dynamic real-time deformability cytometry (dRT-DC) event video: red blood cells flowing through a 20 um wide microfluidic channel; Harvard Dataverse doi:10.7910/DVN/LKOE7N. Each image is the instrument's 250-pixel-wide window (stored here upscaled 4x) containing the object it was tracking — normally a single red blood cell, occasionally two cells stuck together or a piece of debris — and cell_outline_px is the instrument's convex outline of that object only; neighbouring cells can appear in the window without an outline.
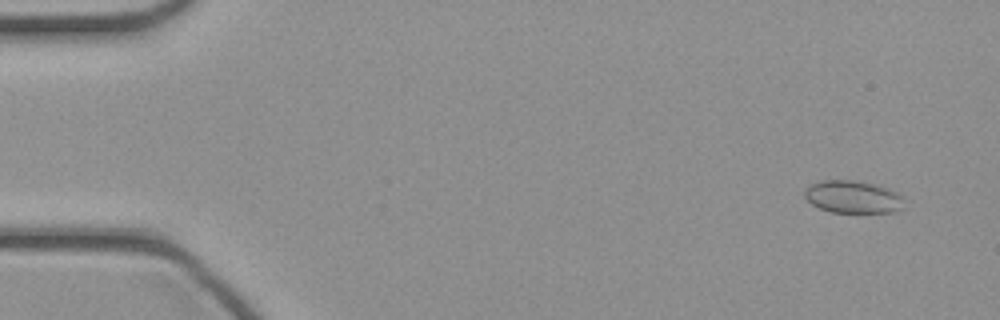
{"species": "common noctule bat (a hibernating species)", "species_latin": "Nyctalus noctula", "temperature_condition": "cold", "stored_images_in_passage": 45, "camera_frame_rate_fps": 3000, "um_per_image_px": 0.085, "animal": {"sex": "female", "body_mass_g": 21.9}, "frame": {"image": 1, "passage_image": 2, "time_ms": 0.333, "image_size_px": [1000, 320], "cell_outline_px": [[904, 208], [896, 212], [832, 212], [820, 208], [812, 204], [804, 196], [804, 192], [808, 184], [820, 180], [852, 180], [880, 184], [896, 192], [900, 196]], "centroid_in_image_um": [72.48, 16.72], "position_along_channel_um": 12.5, "area_um2": 19.02}}
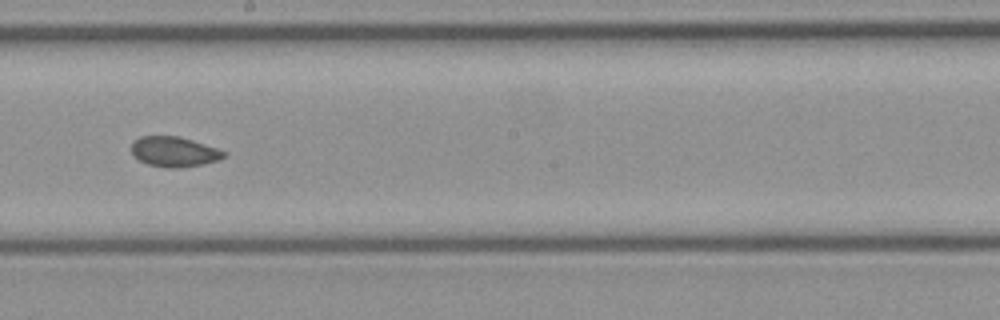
{"frame": {"image": 2, "passage_image": 25, "time_ms": 8.0, "image_size_px": [1000, 320], "cell_outline_px": [[228, 152], [224, 156], [216, 160], [204, 164], [180, 168], [168, 168], [148, 164], [132, 156], [132, 140], [140, 136], [180, 136]], "centroid_in_image_um": [14.77, 12.89], "position_along_channel_um": 233.4, "area_um2": 16.24}}
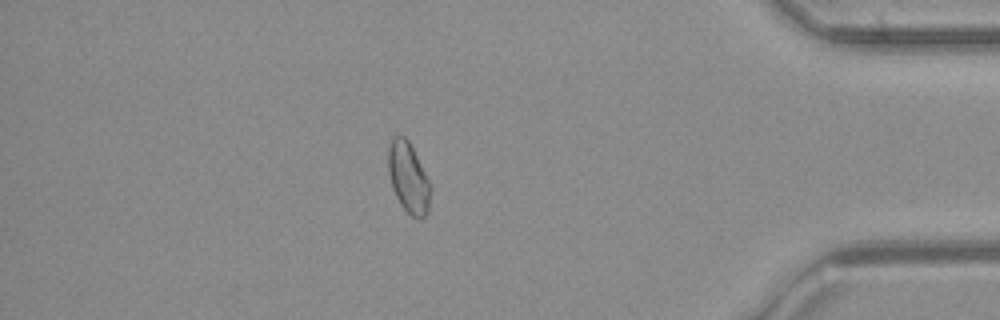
{"frame": {"image": 3, "passage_image": 39, "time_ms": 12.667, "image_size_px": [1000, 320], "cell_outline_px": [[432, 188], [428, 212], [420, 220], [412, 216], [400, 204], [392, 188], [388, 172], [388, 148], [392, 136], [404, 136], [408, 140]], "centroid_in_image_um": [34.71, 15.12], "position_along_channel_um": 400.5, "area_um2": 17.28}}